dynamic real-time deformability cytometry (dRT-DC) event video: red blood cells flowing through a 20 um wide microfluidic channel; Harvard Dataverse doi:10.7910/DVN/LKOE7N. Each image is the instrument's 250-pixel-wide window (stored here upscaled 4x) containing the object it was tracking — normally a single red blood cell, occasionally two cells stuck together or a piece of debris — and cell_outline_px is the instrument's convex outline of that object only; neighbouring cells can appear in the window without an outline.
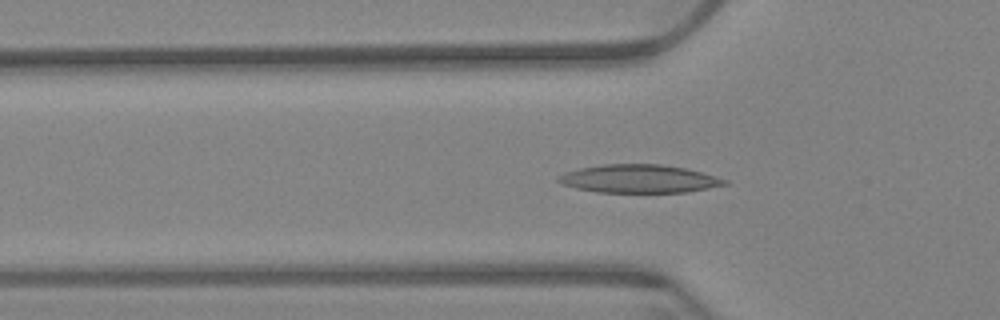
{"species": "Egyptian fruit bat (a non-hibernating species)", "species_latin": "Rousettus aegyptiacus", "temperature_condition": "warm", "stored_images_in_passage": 53, "camera_frame_rate_fps": 3000, "um_per_image_px": 0.085, "animal": {"sex": "female"}, "frame": {"image": 1, "passage_image": 19, "time_ms": 6.0, "image_size_px": [1000, 320], "cell_outline_px": [[732, 184], [688, 192], [596, 192], [576, 188], [564, 184], [556, 180], [556, 176], [564, 172], [580, 168], [604, 164], [660, 164], [688, 168], [728, 180]], "centroid_in_image_um": [54.35, 15.19], "position_along_channel_um": 71.4, "area_um2": 27.51}}
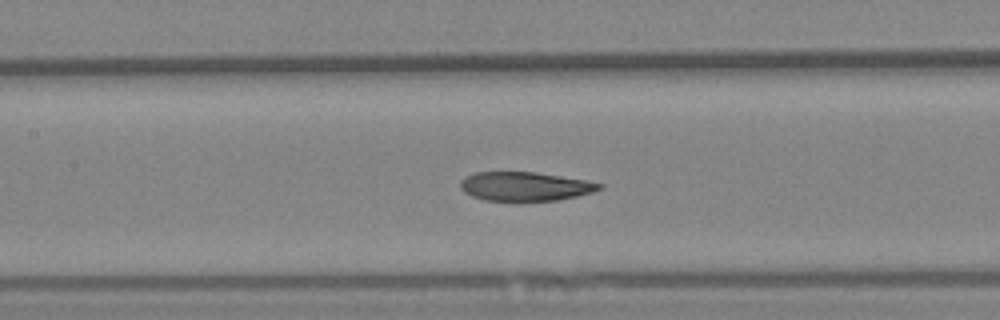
{"frame": {"image": 2, "passage_image": 27, "time_ms": 8.667, "image_size_px": [1000, 320], "cell_outline_px": [[604, 188], [592, 192], [576, 196], [556, 200], [484, 200], [472, 196], [464, 192], [460, 188], [460, 180], [464, 176], [476, 172], [536, 172], [584, 180], [604, 184]], "centroid_in_image_um": [44.6, 15.83], "position_along_channel_um": 162.8, "area_um2": 23.29}}
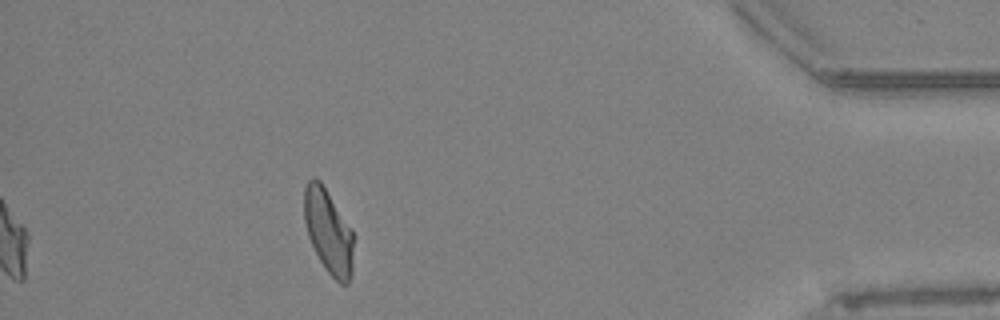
{"frame": {"image": 3, "passage_image": 53, "time_ms": 17.333, "image_size_px": [1000, 320], "cell_outline_px": [[352, 276], [348, 284], [340, 284], [328, 272], [320, 260], [308, 236], [304, 220], [304, 188], [308, 180], [312, 176], [316, 176], [320, 180], [352, 228]], "centroid_in_image_um": [27.9, 19.63], "position_along_channel_um": 407.3, "area_um2": 24.22}, "authors_computed_cell_mechanics": {"area_um2": 25.0852, "velocity_mm_per_s": 3.4124, "shape_relaxation_time_tau1_ms": 8.2447, "shape_relaxation_time_tau2_ms": 2.8543, "deformation_change_tau1": 0.212, "deformation_change_tau2": 0.0929}}